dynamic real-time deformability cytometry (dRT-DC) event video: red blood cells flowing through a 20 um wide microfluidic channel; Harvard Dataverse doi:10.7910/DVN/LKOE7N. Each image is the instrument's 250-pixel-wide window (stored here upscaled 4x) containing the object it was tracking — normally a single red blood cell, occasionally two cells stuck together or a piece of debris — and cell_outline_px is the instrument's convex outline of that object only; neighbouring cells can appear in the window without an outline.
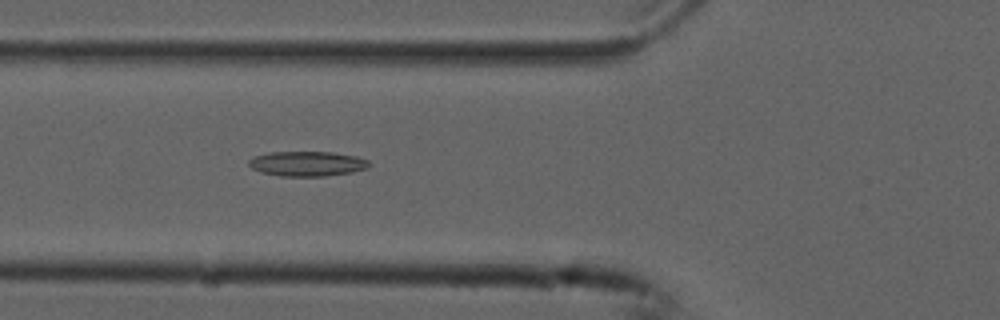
{"species": "common noctule bat (a hibernating species)", "species_latin": "Nyctalus noctula", "temperature_condition": "cold", "stored_images_in_passage": 46, "camera_frame_rate_fps": 3000, "um_per_image_px": 0.085, "animal": {"sex": "male", "forearm_length_mm": 52.5}, "frame": {"image": 1, "passage_image": 18, "time_ms": 5.667, "image_size_px": [1000, 320], "cell_outline_px": [[372, 164], [368, 168], [352, 172], [324, 176], [280, 176], [260, 172], [252, 168], [248, 164], [248, 160], [256, 156], [268, 152], [332, 152], [356, 156], [368, 160]], "centroid_in_image_um": [26.13, 13.91], "position_along_channel_um": 99.7, "area_um2": 17.51}}
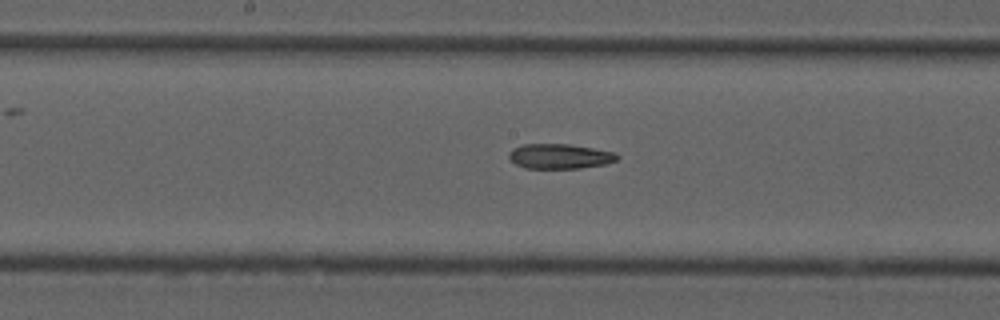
{"frame": {"image": 2, "passage_image": 26, "time_ms": 8.333, "image_size_px": [1000, 320], "cell_outline_px": [[620, 156], [616, 160], [604, 164], [580, 168], [524, 168], [516, 164], [508, 156], [508, 152], [512, 148], [524, 144], [568, 144], [616, 152]], "centroid_in_image_um": [47.56, 13.28], "position_along_channel_um": 200.6, "area_um2": 15.66}}
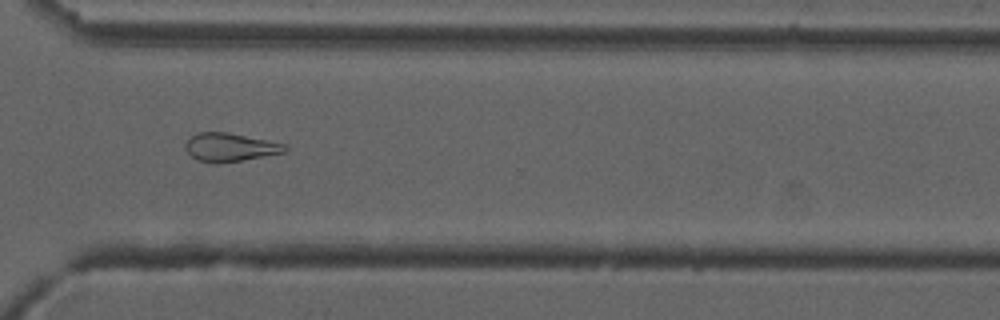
{"frame": {"image": 3, "passage_image": 38, "time_ms": 12.333, "image_size_px": [1000, 320], "cell_outline_px": [[288, 148], [284, 152], [240, 160], [216, 164], [212, 164], [196, 160], [184, 148], [184, 144], [192, 136], [200, 132], [228, 132], [288, 144]], "centroid_in_image_um": [19.54, 12.52], "position_along_channel_um": 351.1, "area_um2": 16.47}}